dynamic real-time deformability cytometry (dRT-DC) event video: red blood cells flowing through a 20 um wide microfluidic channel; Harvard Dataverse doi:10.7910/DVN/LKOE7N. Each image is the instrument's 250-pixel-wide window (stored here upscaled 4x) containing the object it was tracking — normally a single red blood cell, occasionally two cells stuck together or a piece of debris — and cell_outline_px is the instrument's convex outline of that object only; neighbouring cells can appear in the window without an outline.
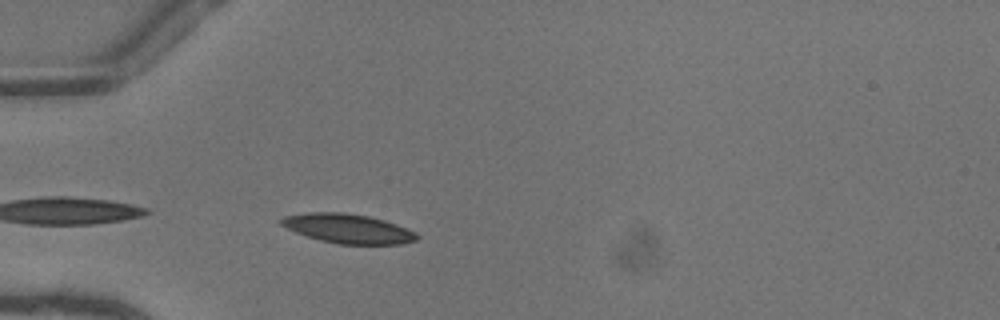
{"species": "common noctule bat (a hibernating species)", "species_latin": "Nyctalus noctula", "temperature_condition": "warm", "stored_images_in_passage": 32, "camera_frame_rate_fps": 3000, "um_per_image_px": 0.085, "animal": {"sex": "female"}, "frame": {"image": 1, "passage_image": 1, "time_ms": 0.0, "image_size_px": [1000, 320], "cell_outline_px": [[420, 236], [416, 240], [400, 244], [336, 244], [320, 240], [296, 232], [280, 224], [280, 220], [284, 216], [308, 212], [344, 212], [368, 216], [384, 220], [396, 224], [416, 232]], "centroid_in_image_um": [29.59, 19.43], "position_along_channel_um": 55.4, "area_um2": 23.12}}
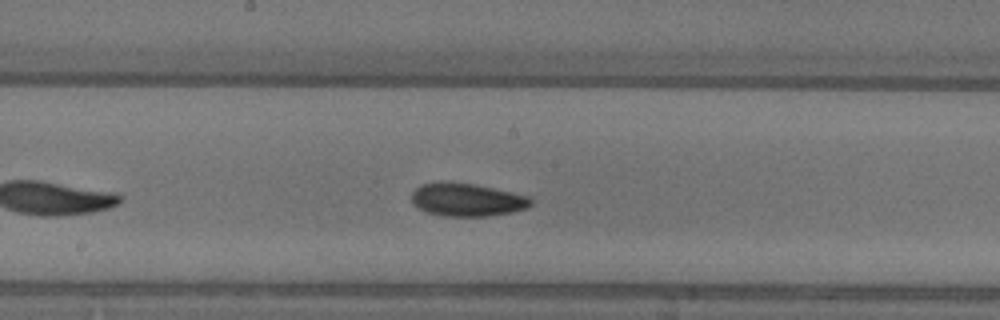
{"frame": {"image": 2, "passage_image": 13, "time_ms": 4.0, "image_size_px": [1000, 320], "cell_outline_px": [[532, 204], [528, 208], [512, 212], [488, 216], [444, 216], [424, 212], [416, 208], [412, 204], [412, 192], [420, 184], [444, 180], [472, 184], [492, 188], [528, 196], [532, 200]], "centroid_in_image_um": [39.63, 16.97], "position_along_channel_um": 208.6, "area_um2": 23.24}}
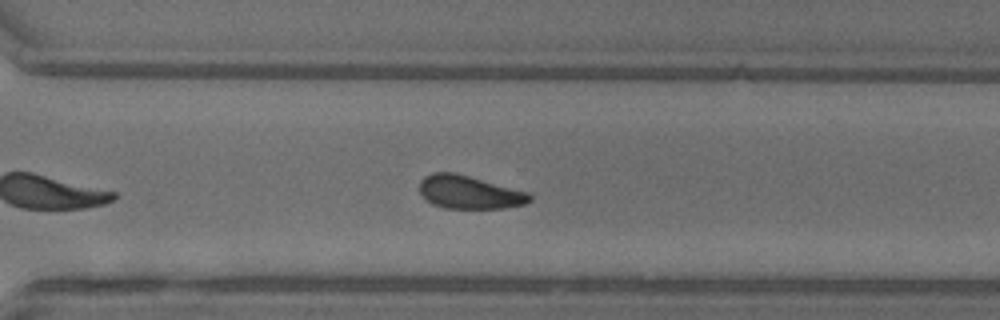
{"frame": {"image": 3, "passage_image": 22, "time_ms": 7.0, "image_size_px": [1000, 320], "cell_outline_px": [[532, 200], [524, 204], [504, 208], [444, 208], [432, 204], [420, 192], [420, 180], [424, 176], [432, 172], [456, 172], [528, 192], [532, 196]], "centroid_in_image_um": [39.89, 16.33], "position_along_channel_um": 330.7, "area_um2": 21.33}}